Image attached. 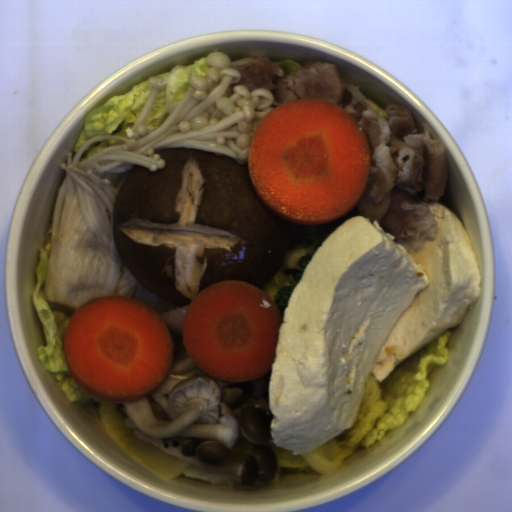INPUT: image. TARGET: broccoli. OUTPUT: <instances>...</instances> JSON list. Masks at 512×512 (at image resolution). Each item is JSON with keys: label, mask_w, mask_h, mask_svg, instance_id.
Segmentation results:
<instances>
[{"label": "broccoli", "mask_w": 512, "mask_h": 512, "mask_svg": "<svg viewBox=\"0 0 512 512\" xmlns=\"http://www.w3.org/2000/svg\"><path fill=\"white\" fill-rule=\"evenodd\" d=\"M316 251L311 248L291 249L277 271L262 291L269 295L285 313L288 301L301 280Z\"/></svg>", "instance_id": "1706d50b"}]
</instances>
